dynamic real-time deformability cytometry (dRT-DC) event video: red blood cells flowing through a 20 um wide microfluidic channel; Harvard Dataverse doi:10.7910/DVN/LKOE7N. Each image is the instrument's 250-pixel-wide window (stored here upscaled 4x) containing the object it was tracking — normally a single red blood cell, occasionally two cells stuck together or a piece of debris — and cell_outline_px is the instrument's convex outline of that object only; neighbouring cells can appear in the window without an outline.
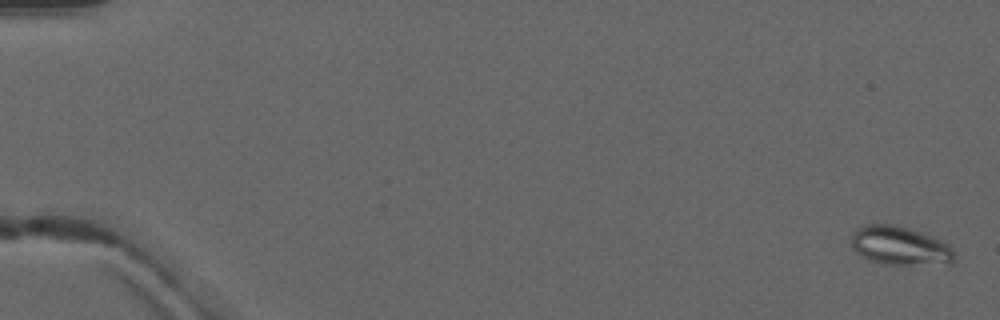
{"species": "common noctule bat (a hibernating species)", "species_latin": "Nyctalus noctula", "temperature_condition": "warm", "stored_images_in_passage": 5, "camera_frame_rate_fps": 3000, "um_per_image_px": 0.085, "animal": {"sex": "male", "forearm_length_mm": 52.5}, "frame": {"image": 1, "passage_image": 1, "time_ms": 0.0, "image_size_px": [1000, 320], "cell_outline_px": [[956, 260], [952, 264], [884, 264], [860, 256], [852, 248], [852, 236], [856, 228], [864, 224], [896, 224], [932, 236], [948, 244], [952, 248], [956, 256]], "centroid_in_image_um": [76.51, 20.89], "position_along_channel_um": 8.5, "area_um2": 23.41}}